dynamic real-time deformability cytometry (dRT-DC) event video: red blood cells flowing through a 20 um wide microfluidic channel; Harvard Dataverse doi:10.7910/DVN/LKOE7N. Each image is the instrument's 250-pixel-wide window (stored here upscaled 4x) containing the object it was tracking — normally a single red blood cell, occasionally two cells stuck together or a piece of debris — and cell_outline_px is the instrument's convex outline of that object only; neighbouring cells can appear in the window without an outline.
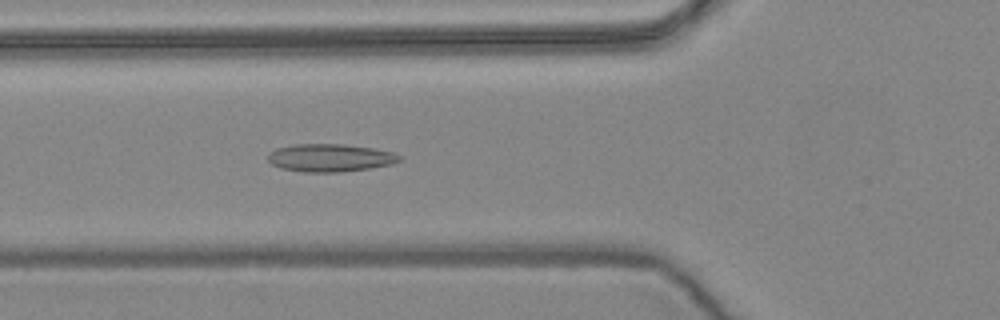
{"species": "common noctule bat (a hibernating species)", "species_latin": "Nyctalus noctula", "temperature_condition": "warm", "stored_images_in_passage": 56, "camera_frame_rate_fps": 3000, "um_per_image_px": 0.085, "animal": {"sex": "female", "body_mass_g": 24.6, "forearm_length_mm": 56.2}, "frame": {"image": 1, "passage_image": 20, "time_ms": 6.333, "image_size_px": [1000, 320], "cell_outline_px": [[400, 160], [392, 164], [368, 168], [340, 172], [304, 172], [280, 168], [272, 164], [268, 160], [268, 152], [276, 148], [296, 144], [344, 144], [372, 148], [392, 152], [400, 156]], "centroid_in_image_um": [28.01, 13.41], "position_along_channel_um": 97.8, "area_um2": 21.21}}
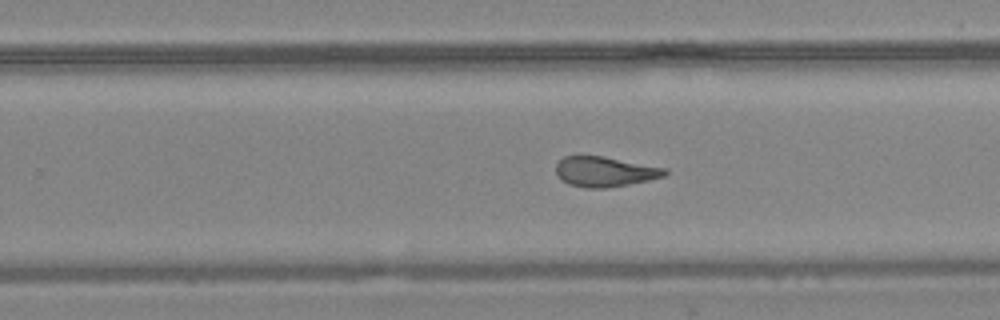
{"frame": {"image": 2, "passage_image": 35, "time_ms": 11.333, "image_size_px": [1000, 320], "cell_outline_px": [[668, 172], [664, 176], [648, 180], [608, 188], [584, 188], [568, 184], [560, 180], [556, 176], [556, 164], [564, 156], [604, 156], [668, 168]], "centroid_in_image_um": [51.39, 14.59], "position_along_channel_um": 278.4, "area_um2": 19.31}}
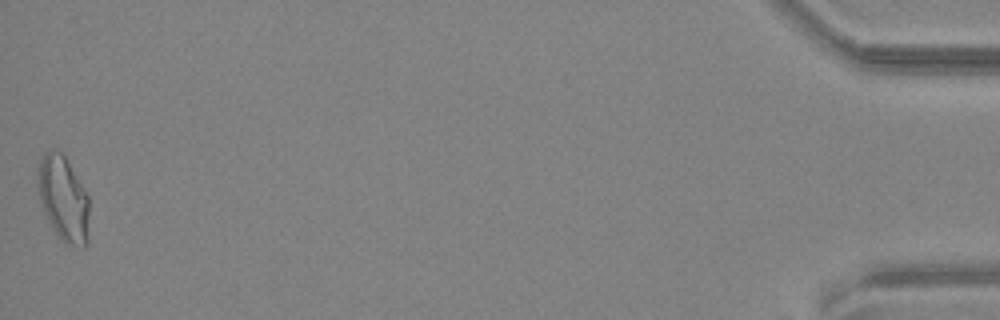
{"frame": {"image": 3, "passage_image": 56, "time_ms": 18.333, "image_size_px": [1000, 320], "cell_outline_px": [[88, 240], [84, 248], [68, 244], [56, 236], [48, 224], [44, 212], [36, 180], [40, 156], [44, 152], [52, 148], [56, 148], [64, 156], [88, 196]], "centroid_in_image_um": [5.35, 16.9], "position_along_channel_um": 429.8, "area_um2": 25.66}, "authors_computed_cell_mechanics": {"area_um2": 20.8658, "velocity_mm_per_s": 3.6117, "shape_relaxation_time_tau1_ms": null, "shape_relaxation_time_tau2_ms": 2.4053, "deformation_change_tau1": null, "deformation_change_tau2": 0.1139}}